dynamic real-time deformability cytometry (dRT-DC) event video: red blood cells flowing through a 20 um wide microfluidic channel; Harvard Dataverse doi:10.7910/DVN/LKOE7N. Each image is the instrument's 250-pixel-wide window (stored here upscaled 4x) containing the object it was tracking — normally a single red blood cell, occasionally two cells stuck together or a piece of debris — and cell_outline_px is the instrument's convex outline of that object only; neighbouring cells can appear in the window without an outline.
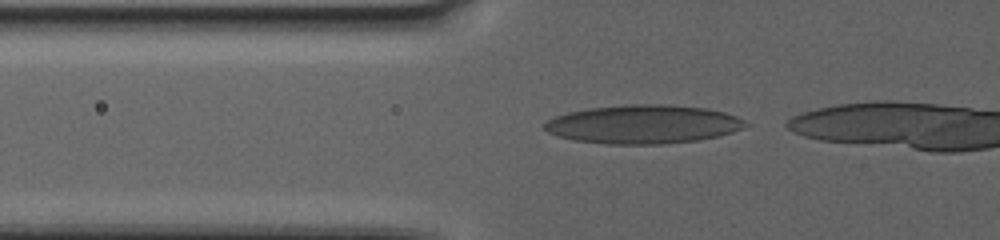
{"species": "human", "species_latin": "Homo sapiens", "temperature_condition": "warm", "stored_images_in_passage": 48, "camera_frame_rate_fps": 3000, "um_per_image_px": 0.085, "donor": {"sex": "female"}, "frame": {"image": 1, "passage_image": 2, "time_ms": 0.333, "image_size_px": [1000, 240], "cell_outline_px": [[752, 124], [744, 128], [720, 136], [700, 140], [660, 144], [608, 144], [576, 140], [560, 136], [548, 132], [544, 128], [544, 124], [548, 120], [556, 116], [568, 112], [588, 108], [632, 104], [664, 104], [708, 108], [724, 112], [736, 116]], "centroid_in_image_um": [54.74, 10.56], "position_along_channel_um": 71.1, "area_um2": 45.37}}
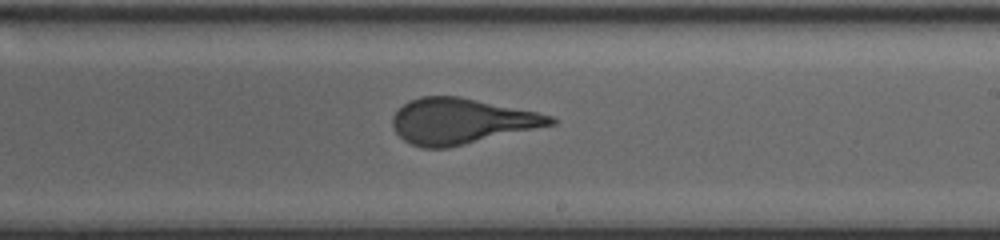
{"frame": {"image": 2, "passage_image": 26, "time_ms": 8.333, "image_size_px": [1000, 240], "cell_outline_px": [[556, 124], [448, 148], [424, 148], [412, 144], [404, 140], [396, 132], [392, 124], [392, 116], [408, 100], [420, 96], [460, 96], [536, 112], [552, 116], [556, 120]], "centroid_in_image_um": [39.19, 10.29], "position_along_channel_um": 249.8, "area_um2": 41.79}}
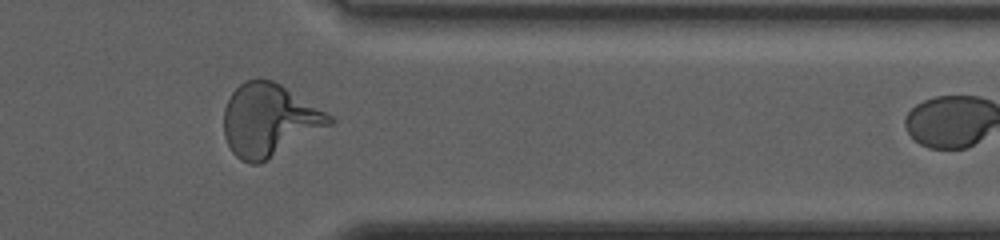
{"frame": {"image": 3, "passage_image": 44, "time_ms": 14.333, "image_size_px": [1000, 240], "cell_outline_px": [[336, 120], [332, 124], [268, 160], [260, 164], [248, 164], [240, 160], [232, 152], [224, 136], [224, 108], [232, 92], [244, 80], [272, 80], [280, 84], [332, 116]], "centroid_in_image_um": [22.85, 10.24], "position_along_channel_um": 388.5, "area_um2": 44.33}}